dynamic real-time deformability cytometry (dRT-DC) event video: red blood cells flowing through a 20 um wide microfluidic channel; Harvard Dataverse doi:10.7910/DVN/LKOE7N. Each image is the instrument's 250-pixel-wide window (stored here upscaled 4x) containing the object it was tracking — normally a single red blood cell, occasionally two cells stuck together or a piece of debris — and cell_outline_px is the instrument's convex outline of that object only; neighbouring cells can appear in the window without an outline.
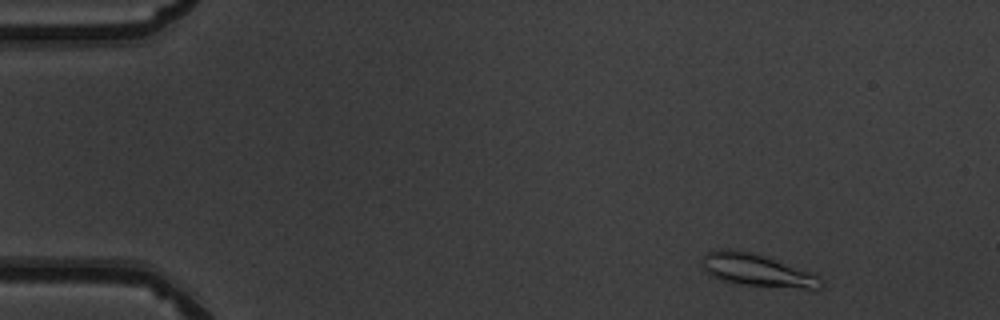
{"species": "common noctule bat (a hibernating species)", "species_latin": "Nyctalus noctula", "temperature_condition": "warm", "stored_images_in_passage": 48, "camera_frame_rate_fps": 3000, "um_per_image_px": 0.085, "animal": {"sex": "male", "body_mass_g": 19.5, "forearm_length_mm": 54.6}, "frame": {"image": 1, "passage_image": 3, "time_ms": 0.667, "image_size_px": [1000, 320], "cell_outline_px": [[824, 284], [816, 292], [732, 284], [720, 280], [712, 276], [704, 268], [704, 256], [708, 252], [720, 248], [736, 248], [768, 256], [820, 276]], "centroid_in_image_um": [64.47, 23.02], "position_along_channel_um": 20.5, "area_um2": 23.7}}
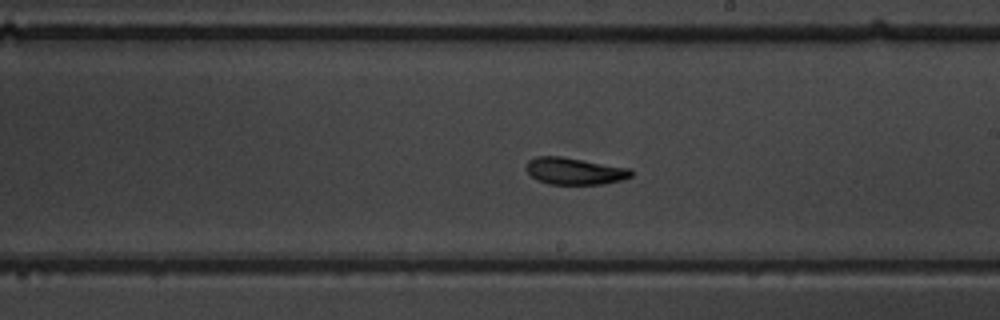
{"frame": {"image": 2, "passage_image": 27, "time_ms": 8.667, "image_size_px": [1000, 320], "cell_outline_px": [[632, 176], [620, 180], [600, 184], [548, 184], [536, 180], [528, 172], [528, 160], [536, 156], [560, 156], [632, 168]], "centroid_in_image_um": [48.85, 14.54], "position_along_channel_um": 240.1, "area_um2": 16.36}}
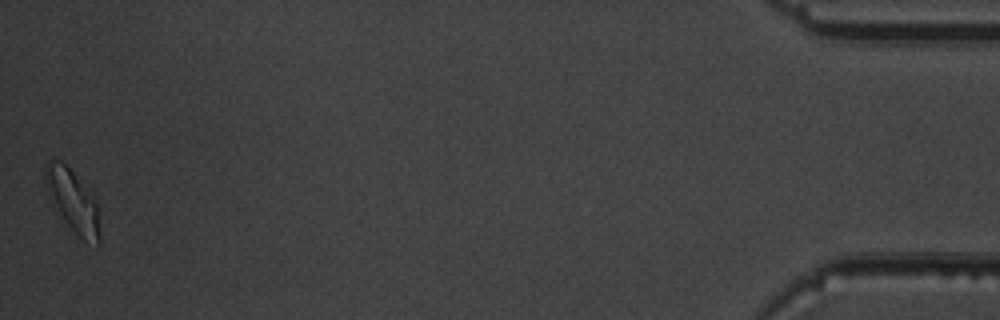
{"frame": {"image": 3, "passage_image": 48, "time_ms": 15.667, "image_size_px": [1000, 320], "cell_outline_px": [[100, 244], [96, 248], [84, 240], [56, 216], [44, 184], [44, 164], [48, 160], [60, 160], [88, 188], [96, 200], [100, 212]], "centroid_in_image_um": [6.18, 17.14], "position_along_channel_um": 429.0, "area_um2": 20.81}, "authors_computed_cell_mechanics": {"area_um2": 16.8487, "velocity_mm_per_s": 3.9643, "shape_relaxation_time_tau1_ms": 4.5439, "shape_relaxation_time_tau2_ms": 2.3093, "deformation_change_tau1": 0.1678, "deformation_change_tau2": 0.0904}}